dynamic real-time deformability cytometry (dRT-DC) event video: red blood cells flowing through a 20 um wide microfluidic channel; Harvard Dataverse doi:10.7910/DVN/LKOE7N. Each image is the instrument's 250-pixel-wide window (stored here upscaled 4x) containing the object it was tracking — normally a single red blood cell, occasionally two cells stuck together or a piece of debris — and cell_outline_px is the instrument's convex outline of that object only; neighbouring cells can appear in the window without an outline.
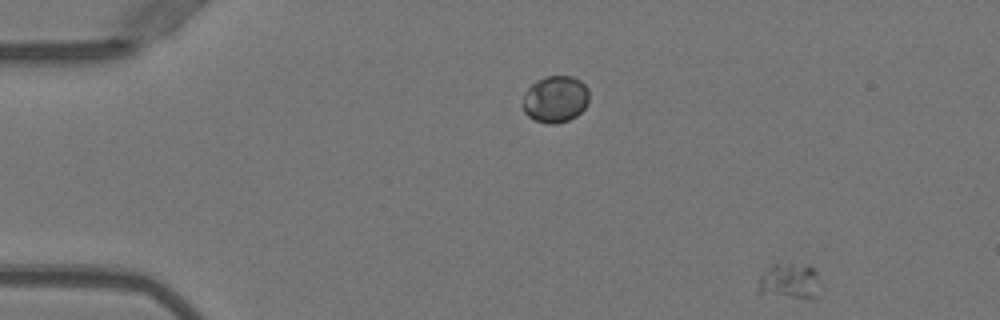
{"species": "Egyptian fruit bat (a non-hibernating species)", "species_latin": "Rousettus aegyptiacus", "temperature_condition": "warm", "stored_images_in_passage": 48, "camera_frame_rate_fps": 3000, "um_per_image_px": 0.085, "animal": {"sex": "female"}, "frame": {"image": 1, "passage_image": 1, "time_ms": 0.0, "image_size_px": [1000, 320], "cell_outline_px": [[816, 300], [812, 300], [760, 296], [760, 276], [772, 264], [808, 264], [816, 272]], "centroid_in_image_um": [67.08, 23.96], "position_along_channel_um": 17.9, "area_um2": 13.06}}
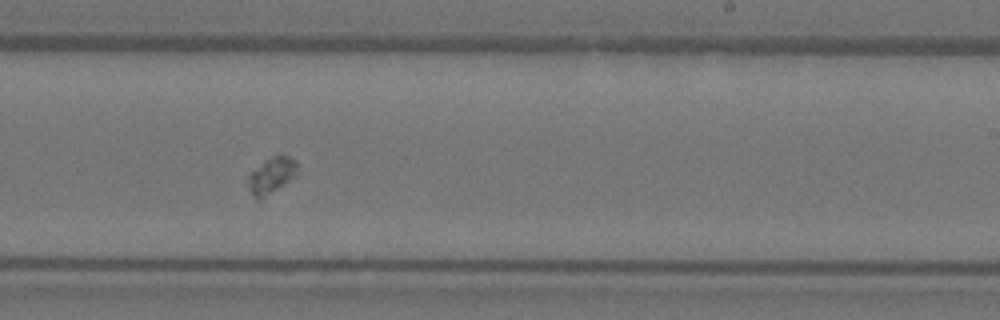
{"frame": {"image": 2, "passage_image": 28, "time_ms": 9.0, "image_size_px": [1000, 320], "cell_outline_px": [[296, 176], [260, 200], [256, 200], [252, 196], [248, 184], [248, 176], [264, 160], [280, 152], [296, 160]], "centroid_in_image_um": [23.08, 14.89], "position_along_channel_um": 265.9, "area_um2": 10.4}}
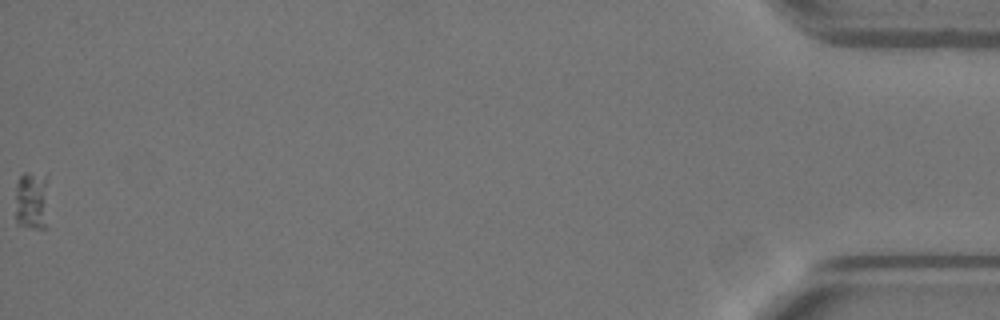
{"frame": {"image": 3, "passage_image": 48, "time_ms": 15.667, "image_size_px": [1000, 320], "cell_outline_px": [[48, 228], [32, 228], [16, 224], [16, 184], [20, 176], [24, 172], [28, 172], [44, 180]], "centroid_in_image_um": [2.64, 17.16], "position_along_channel_um": 432.6, "area_um2": 11.04}}